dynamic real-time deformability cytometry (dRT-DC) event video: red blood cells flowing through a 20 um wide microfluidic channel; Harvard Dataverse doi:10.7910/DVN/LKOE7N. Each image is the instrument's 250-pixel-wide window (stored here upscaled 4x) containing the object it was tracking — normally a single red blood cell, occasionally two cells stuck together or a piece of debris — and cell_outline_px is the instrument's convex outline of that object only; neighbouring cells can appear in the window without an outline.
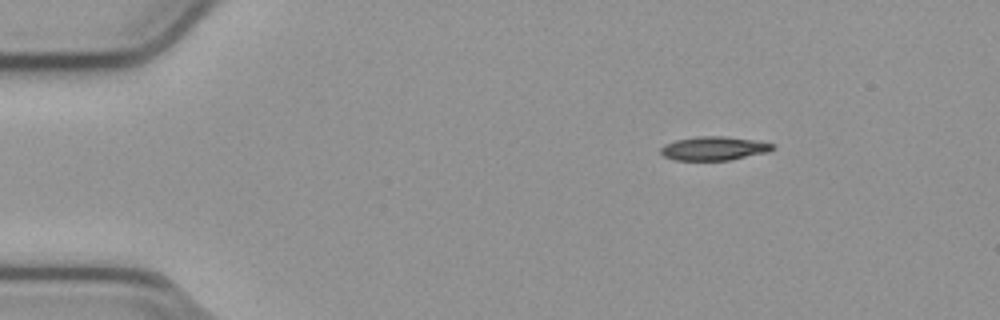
{"species": "common noctule bat (a hibernating species)", "species_latin": "Nyctalus noctula", "temperature_condition": "cold", "stored_images_in_passage": 47, "camera_frame_rate_fps": 3000, "um_per_image_px": 0.085, "animal": {"sex": "male", "body_mass_g": 23.1, "forearm_length_mm": 52.7}, "frame": {"image": 1, "passage_image": 1, "time_ms": 0.0, "image_size_px": [1000, 320], "cell_outline_px": [[776, 144], [768, 152], [728, 160], [676, 160], [664, 156], [660, 152], [660, 148], [664, 144], [676, 140], [700, 136], [720, 136], [752, 140]], "centroid_in_image_um": [60.65, 12.62], "position_along_channel_um": 24.4, "area_um2": 15.26}}
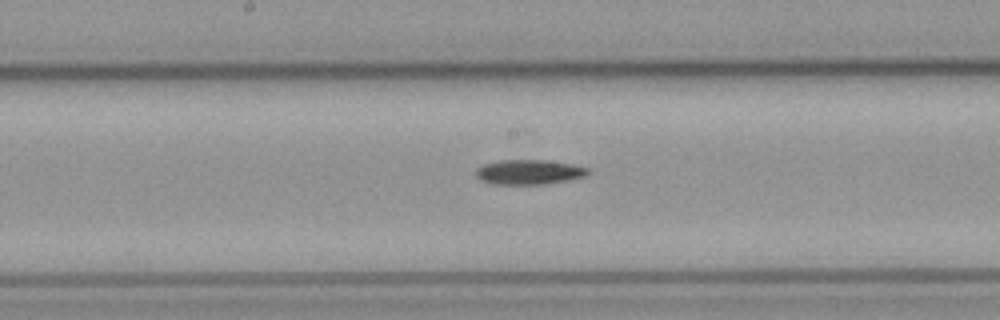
{"frame": {"image": 2, "passage_image": 21, "time_ms": 6.667, "image_size_px": [1000, 320], "cell_outline_px": [[588, 172], [584, 176], [544, 184], [492, 184], [480, 180], [476, 176], [476, 168], [484, 164], [500, 160], [544, 160], [572, 164], [588, 168]], "centroid_in_image_um": [44.9, 14.62], "position_along_channel_um": 203.3, "area_um2": 15.95}}
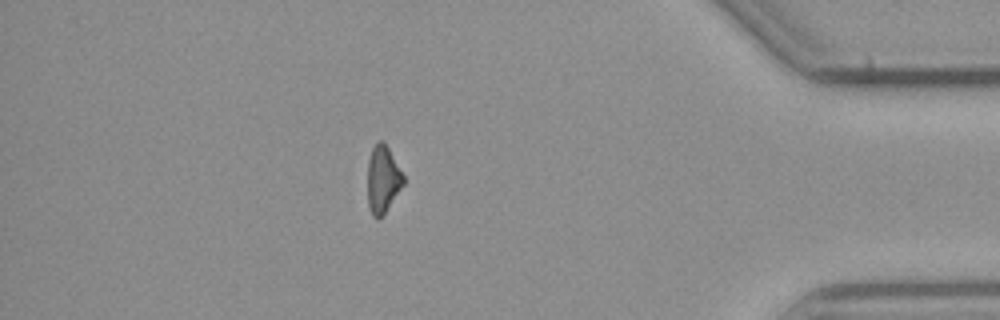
{"frame": {"image": 3, "passage_image": 40, "time_ms": 13.0, "image_size_px": [1000, 320], "cell_outline_px": [[404, 184], [384, 212], [376, 220], [372, 216], [368, 208], [368, 160], [372, 148], [380, 140], [384, 140], [404, 176]], "centroid_in_image_um": [32.52, 15.23], "position_along_channel_um": 402.7, "area_um2": 13.87}, "authors_computed_cell_mechanics": {"area_um2": 15.3748, "velocity_mm_per_s": 3.8147, "shape_relaxation_time_tau1_ms": 5.7247, "shape_relaxation_time_tau2_ms": null, "deformation_change_tau1": 0.1479, "deformation_change_tau2": null}}